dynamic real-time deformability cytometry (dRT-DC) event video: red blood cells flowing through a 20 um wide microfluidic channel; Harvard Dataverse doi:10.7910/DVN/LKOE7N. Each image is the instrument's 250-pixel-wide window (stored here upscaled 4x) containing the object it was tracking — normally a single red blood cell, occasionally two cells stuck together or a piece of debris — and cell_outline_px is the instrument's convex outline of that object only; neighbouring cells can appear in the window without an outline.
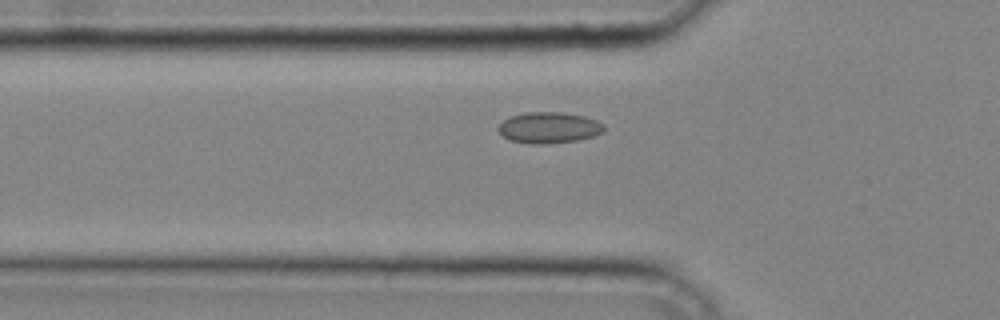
{"species": "common noctule bat (a hibernating species)", "species_latin": "Nyctalus noctula", "temperature_condition": "cold", "stored_images_in_passage": 34, "camera_frame_rate_fps": 3000, "um_per_image_px": 0.085, "animal": {"sex": "male", "body_mass_g": 20.4}, "frame": {"image": 1, "passage_image": 11, "time_ms": 3.333, "image_size_px": [1000, 320], "cell_outline_px": [[604, 132], [592, 136], [576, 140], [548, 144], [532, 144], [508, 140], [496, 128], [504, 120], [512, 116], [528, 112], [564, 112], [584, 116], [596, 120], [604, 124]], "centroid_in_image_um": [46.66, 10.85], "position_along_channel_um": 79.1, "area_um2": 19.13}}
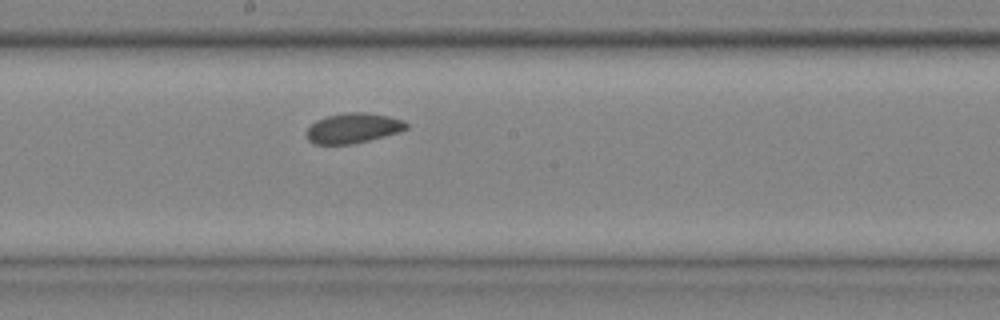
{"frame": {"image": 2, "passage_image": 20, "time_ms": 6.333, "image_size_px": [1000, 320], "cell_outline_px": [[408, 128], [400, 132], [352, 144], [312, 144], [308, 140], [308, 128], [316, 120], [328, 116], [348, 112], [364, 112], [388, 116], [404, 120], [408, 124]], "centroid_in_image_um": [30.04, 10.89], "position_along_channel_um": 218.2, "area_um2": 17.34}}
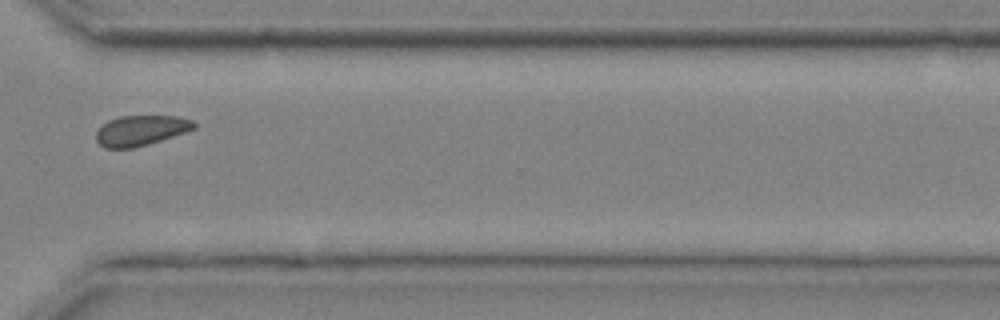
{"frame": {"image": 3, "passage_image": 29, "time_ms": 9.333, "image_size_px": [1000, 320], "cell_outline_px": [[196, 128], [148, 144], [132, 148], [104, 148], [96, 140], [96, 132], [108, 120], [120, 116], [176, 116], [192, 120], [196, 124]], "centroid_in_image_um": [11.95, 11.08], "position_along_channel_um": 358.6, "area_um2": 17.05}}